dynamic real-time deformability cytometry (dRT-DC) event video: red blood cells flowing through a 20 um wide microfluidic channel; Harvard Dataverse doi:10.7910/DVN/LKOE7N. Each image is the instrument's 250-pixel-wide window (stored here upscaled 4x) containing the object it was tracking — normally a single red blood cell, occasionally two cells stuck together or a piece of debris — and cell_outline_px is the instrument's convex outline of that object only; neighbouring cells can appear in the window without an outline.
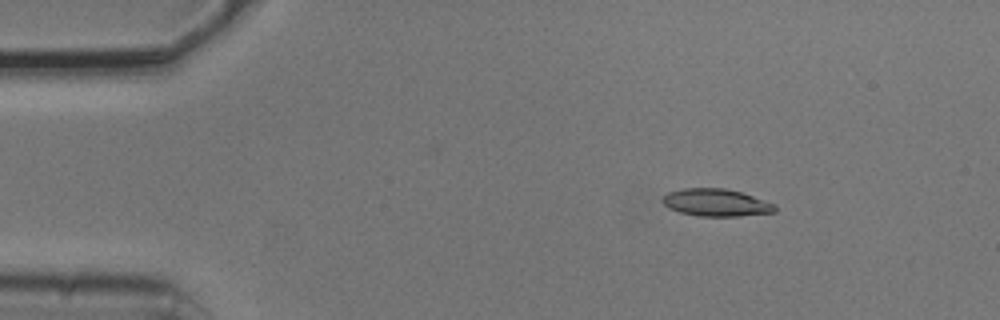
{"species": "common noctule bat (a hibernating species)", "species_latin": "Nyctalus noctula", "temperature_condition": "cold", "stored_images_in_passage": 5, "camera_frame_rate_fps": 3000, "um_per_image_px": 0.085, "animal": {"sex": "male", "body_mass_g": 20.5, "forearm_length_mm": 52.5}, "frame": {"image": 1, "passage_image": 3, "time_ms": 0.667, "image_size_px": [1000, 320], "cell_outline_px": [[776, 212], [740, 216], [700, 216], [680, 212], [668, 208], [660, 200], [668, 192], [684, 188], [724, 188], [740, 192], [776, 204]], "centroid_in_image_um": [60.86, 17.22], "position_along_channel_um": 24.1, "area_um2": 17.92}}